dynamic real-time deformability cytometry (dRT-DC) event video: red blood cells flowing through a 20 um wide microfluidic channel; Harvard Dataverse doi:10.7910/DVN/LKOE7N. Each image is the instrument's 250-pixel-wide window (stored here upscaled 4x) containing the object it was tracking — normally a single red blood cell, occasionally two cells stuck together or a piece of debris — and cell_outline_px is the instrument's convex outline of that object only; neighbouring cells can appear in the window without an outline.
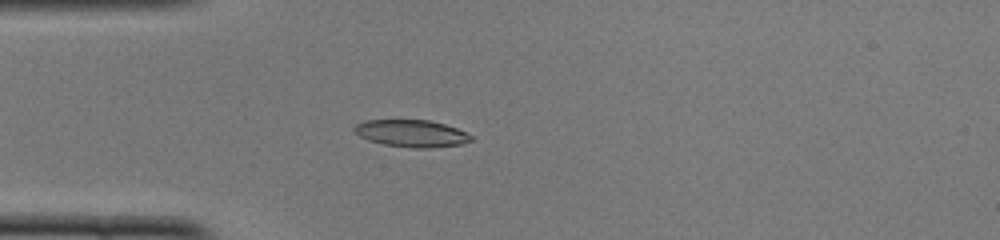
{"species": "common noctule bat (a hibernating species)", "species_latin": "Nyctalus noctula", "temperature_condition": "cold", "stored_images_in_passage": 49, "camera_frame_rate_fps": 3000, "um_per_image_px": 0.085, "animal": {"sex": "female", "body_mass_g": 22.0, "forearm_length_mm": 56.7}, "frame": {"image": 1, "passage_image": 13, "time_ms": 4.0, "image_size_px": [1000, 240], "cell_outline_px": [[472, 140], [460, 144], [432, 148], [412, 148], [380, 144], [368, 140], [360, 136], [352, 128], [356, 124], [364, 120], [428, 120], [444, 124], [456, 128], [472, 136]], "centroid_in_image_um": [34.94, 11.34], "position_along_channel_um": 50.1, "area_um2": 18.44}}
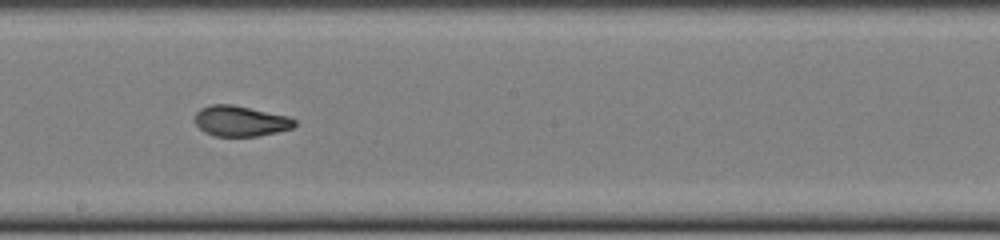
{"frame": {"image": 2, "passage_image": 27, "time_ms": 8.667, "image_size_px": [1000, 240], "cell_outline_px": [[296, 124], [292, 128], [276, 132], [256, 136], [212, 136], [204, 132], [196, 124], [196, 112], [200, 108], [212, 104], [232, 104], [288, 116], [296, 120]], "centroid_in_image_um": [20.43, 10.29], "position_along_channel_um": 227.8, "area_um2": 17.69}}
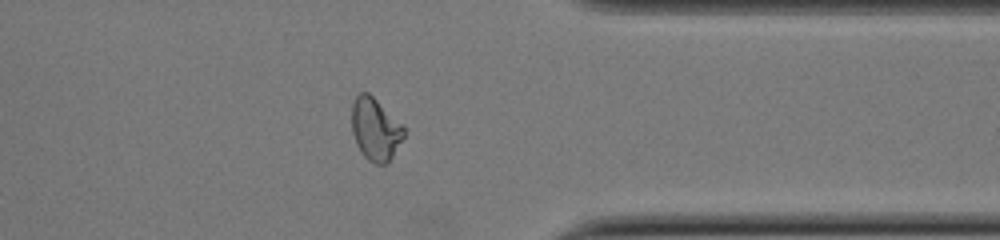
{"frame": {"image": 3, "passage_image": 39, "time_ms": 12.667, "image_size_px": [1000, 240], "cell_outline_px": [[404, 136], [388, 164], [376, 164], [368, 160], [364, 156], [356, 144], [352, 132], [352, 104], [356, 96], [360, 92], [368, 92], [404, 124]], "centroid_in_image_um": [31.91, 10.98], "position_along_channel_um": 379.5, "area_um2": 19.13}, "authors_computed_cell_mechanics": {"area_um2": 18.2648, "velocity_mm_per_s": 3.9968, "shape_relaxation_time_tau1_ms": null, "shape_relaxation_time_tau2_ms": 2.0072, "deformation_change_tau1": null, "deformation_change_tau2": 0.0753}}